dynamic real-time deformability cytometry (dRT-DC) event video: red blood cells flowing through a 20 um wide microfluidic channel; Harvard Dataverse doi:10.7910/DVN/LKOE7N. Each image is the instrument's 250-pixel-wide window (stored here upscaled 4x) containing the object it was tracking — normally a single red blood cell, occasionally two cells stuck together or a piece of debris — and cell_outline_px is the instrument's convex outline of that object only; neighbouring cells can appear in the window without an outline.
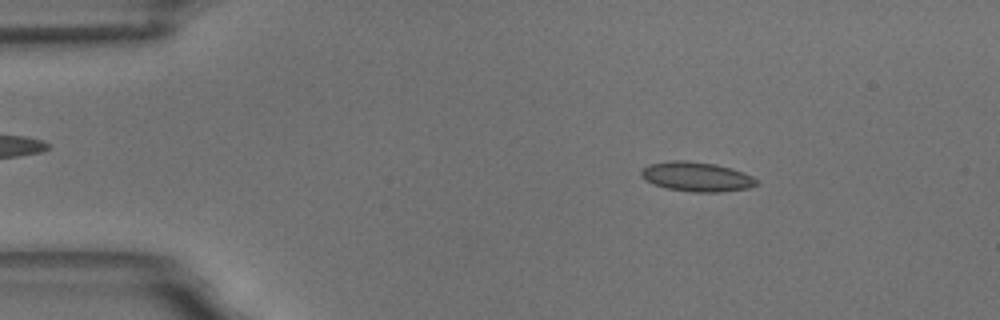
{"species": "common noctule bat (a hibernating species)", "species_latin": "Nyctalus noctula", "temperature_condition": "room temperature", "stored_images_in_passage": 58, "camera_frame_rate_fps": 3000, "um_per_image_px": 0.085, "animal": {"sex": "male", "body_mass_g": 18.8}, "frame": {"image": 1, "passage_image": 9, "time_ms": 2.667, "image_size_px": [1000, 320], "cell_outline_px": [[760, 184], [748, 188], [720, 192], [692, 192], [668, 188], [644, 180], [640, 176], [640, 172], [648, 164], [672, 160], [684, 160], [716, 164], [744, 172], [752, 176]], "centroid_in_image_um": [59.22, 15.01], "position_along_channel_um": 25.8, "area_um2": 19.83}}
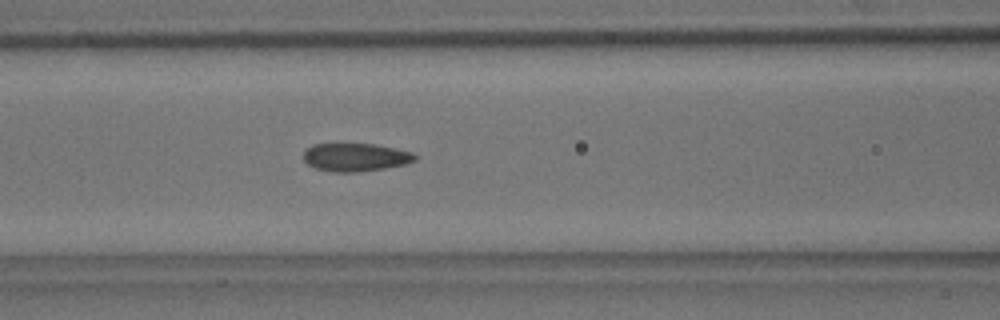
{"frame": {"image": 2, "passage_image": 24, "time_ms": 7.667, "image_size_px": [1000, 320], "cell_outline_px": [[416, 160], [404, 164], [384, 168], [356, 172], [332, 172], [316, 168], [308, 164], [304, 160], [304, 152], [312, 144], [336, 140], [376, 144], [412, 152], [416, 156]], "centroid_in_image_um": [30.15, 13.3], "position_along_channel_um": 136.5, "area_um2": 19.02}}
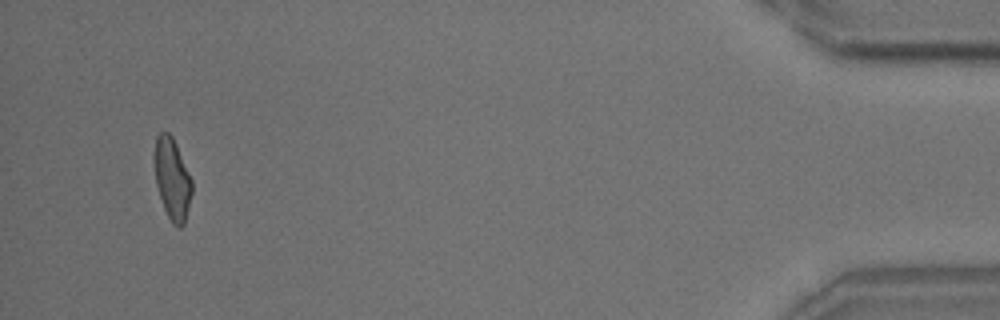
{"frame": {"image": 3, "passage_image": 55, "time_ms": 18.0, "image_size_px": [1000, 320], "cell_outline_px": [[192, 192], [184, 224], [180, 228], [172, 224], [164, 208], [156, 184], [152, 156], [156, 136], [160, 132], [168, 132], [172, 136], [176, 144], [192, 180]], "centroid_in_image_um": [14.61, 15.17], "position_along_channel_um": 420.6, "area_um2": 17.98}, "authors_computed_cell_mechanics": {"area_um2": 18.6983, "velocity_mm_per_s": 3.4933, "shape_relaxation_time_tau1_ms": null, "shape_relaxation_time_tau2_ms": 1.9392, "deformation_change_tau1": null, "deformation_change_tau2": 0.0747}}